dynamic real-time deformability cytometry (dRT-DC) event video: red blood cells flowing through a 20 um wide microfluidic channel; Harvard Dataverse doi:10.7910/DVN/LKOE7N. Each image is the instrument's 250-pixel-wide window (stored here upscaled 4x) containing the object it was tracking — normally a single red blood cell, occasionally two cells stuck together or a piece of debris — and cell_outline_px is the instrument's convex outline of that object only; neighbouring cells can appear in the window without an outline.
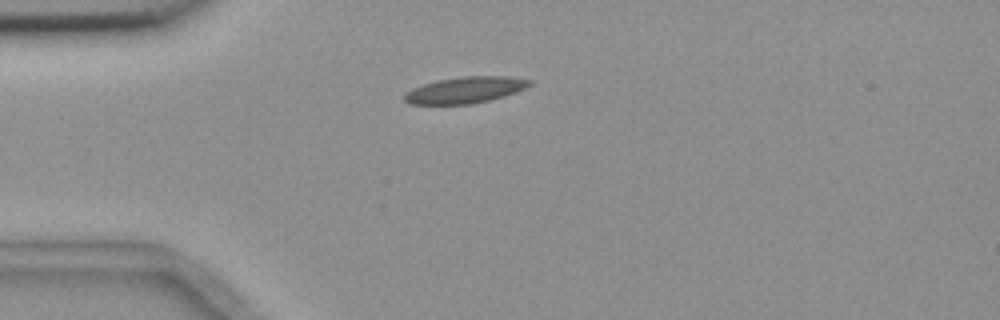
{"species": "common noctule bat (a hibernating species)", "species_latin": "Nyctalus noctula", "temperature_condition": "room temperature", "stored_images_in_passage": 4, "camera_frame_rate_fps": 3000, "um_per_image_px": 0.085, "animal": {"sex": "female", "body_mass_g": 18.4}, "frame": {"image": 1, "passage_image": 2, "time_ms": 1.0, "image_size_px": [1000, 320], "cell_outline_px": [[532, 84], [516, 92], [504, 96], [472, 104], [408, 104], [404, 100], [404, 96], [412, 88], [436, 80], [464, 76], [508, 76], [532, 80]], "centroid_in_image_um": [39.55, 7.64], "position_along_channel_um": 45.5, "area_um2": 19.13}}